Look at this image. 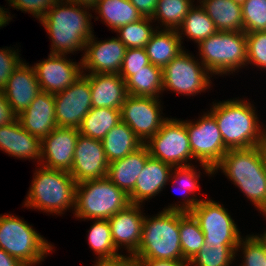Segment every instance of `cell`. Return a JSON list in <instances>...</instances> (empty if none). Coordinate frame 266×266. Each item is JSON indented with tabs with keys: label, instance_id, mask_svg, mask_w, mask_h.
I'll list each match as a JSON object with an SVG mask.
<instances>
[{
	"label": "cell",
	"instance_id": "cell-35",
	"mask_svg": "<svg viewBox=\"0 0 266 266\" xmlns=\"http://www.w3.org/2000/svg\"><path fill=\"white\" fill-rule=\"evenodd\" d=\"M179 234L183 259L189 262L205 243L200 225L191 213L180 212Z\"/></svg>",
	"mask_w": 266,
	"mask_h": 266
},
{
	"label": "cell",
	"instance_id": "cell-29",
	"mask_svg": "<svg viewBox=\"0 0 266 266\" xmlns=\"http://www.w3.org/2000/svg\"><path fill=\"white\" fill-rule=\"evenodd\" d=\"M108 163L124 158L144 144L124 122L114 126L101 140Z\"/></svg>",
	"mask_w": 266,
	"mask_h": 266
},
{
	"label": "cell",
	"instance_id": "cell-25",
	"mask_svg": "<svg viewBox=\"0 0 266 266\" xmlns=\"http://www.w3.org/2000/svg\"><path fill=\"white\" fill-rule=\"evenodd\" d=\"M149 158L148 148L143 145L124 158L109 163L106 177L129 195Z\"/></svg>",
	"mask_w": 266,
	"mask_h": 266
},
{
	"label": "cell",
	"instance_id": "cell-48",
	"mask_svg": "<svg viewBox=\"0 0 266 266\" xmlns=\"http://www.w3.org/2000/svg\"><path fill=\"white\" fill-rule=\"evenodd\" d=\"M141 266H188L185 260L135 259Z\"/></svg>",
	"mask_w": 266,
	"mask_h": 266
},
{
	"label": "cell",
	"instance_id": "cell-15",
	"mask_svg": "<svg viewBox=\"0 0 266 266\" xmlns=\"http://www.w3.org/2000/svg\"><path fill=\"white\" fill-rule=\"evenodd\" d=\"M32 66L41 91L50 94L65 90L83 75L82 60L73 62L66 55L50 53L47 59Z\"/></svg>",
	"mask_w": 266,
	"mask_h": 266
},
{
	"label": "cell",
	"instance_id": "cell-5",
	"mask_svg": "<svg viewBox=\"0 0 266 266\" xmlns=\"http://www.w3.org/2000/svg\"><path fill=\"white\" fill-rule=\"evenodd\" d=\"M180 212L162 210L144 216L141 241L134 259L184 260L180 244Z\"/></svg>",
	"mask_w": 266,
	"mask_h": 266
},
{
	"label": "cell",
	"instance_id": "cell-40",
	"mask_svg": "<svg viewBox=\"0 0 266 266\" xmlns=\"http://www.w3.org/2000/svg\"><path fill=\"white\" fill-rule=\"evenodd\" d=\"M243 31H266V0H246L242 5Z\"/></svg>",
	"mask_w": 266,
	"mask_h": 266
},
{
	"label": "cell",
	"instance_id": "cell-21",
	"mask_svg": "<svg viewBox=\"0 0 266 266\" xmlns=\"http://www.w3.org/2000/svg\"><path fill=\"white\" fill-rule=\"evenodd\" d=\"M17 119L31 135L40 139L48 136L57 127L54 94L40 91L28 108L17 115Z\"/></svg>",
	"mask_w": 266,
	"mask_h": 266
},
{
	"label": "cell",
	"instance_id": "cell-17",
	"mask_svg": "<svg viewBox=\"0 0 266 266\" xmlns=\"http://www.w3.org/2000/svg\"><path fill=\"white\" fill-rule=\"evenodd\" d=\"M108 164L101 140L79 133L69 171L75 182L106 178Z\"/></svg>",
	"mask_w": 266,
	"mask_h": 266
},
{
	"label": "cell",
	"instance_id": "cell-14",
	"mask_svg": "<svg viewBox=\"0 0 266 266\" xmlns=\"http://www.w3.org/2000/svg\"><path fill=\"white\" fill-rule=\"evenodd\" d=\"M54 101L57 126L79 129L92 108L89 80L82 75L68 88L54 94Z\"/></svg>",
	"mask_w": 266,
	"mask_h": 266
},
{
	"label": "cell",
	"instance_id": "cell-51",
	"mask_svg": "<svg viewBox=\"0 0 266 266\" xmlns=\"http://www.w3.org/2000/svg\"><path fill=\"white\" fill-rule=\"evenodd\" d=\"M82 7H87L93 11L99 0H67Z\"/></svg>",
	"mask_w": 266,
	"mask_h": 266
},
{
	"label": "cell",
	"instance_id": "cell-49",
	"mask_svg": "<svg viewBox=\"0 0 266 266\" xmlns=\"http://www.w3.org/2000/svg\"><path fill=\"white\" fill-rule=\"evenodd\" d=\"M0 266H25L15 257L0 248Z\"/></svg>",
	"mask_w": 266,
	"mask_h": 266
},
{
	"label": "cell",
	"instance_id": "cell-50",
	"mask_svg": "<svg viewBox=\"0 0 266 266\" xmlns=\"http://www.w3.org/2000/svg\"><path fill=\"white\" fill-rule=\"evenodd\" d=\"M256 148L258 149L262 162L264 166L266 167V129L262 133L261 138L256 145Z\"/></svg>",
	"mask_w": 266,
	"mask_h": 266
},
{
	"label": "cell",
	"instance_id": "cell-42",
	"mask_svg": "<svg viewBox=\"0 0 266 266\" xmlns=\"http://www.w3.org/2000/svg\"><path fill=\"white\" fill-rule=\"evenodd\" d=\"M148 64L150 61L145 48H127L118 74L126 81L132 76V71H139Z\"/></svg>",
	"mask_w": 266,
	"mask_h": 266
},
{
	"label": "cell",
	"instance_id": "cell-10",
	"mask_svg": "<svg viewBox=\"0 0 266 266\" xmlns=\"http://www.w3.org/2000/svg\"><path fill=\"white\" fill-rule=\"evenodd\" d=\"M162 74L163 92L171 90L178 95L194 96L212 86L211 73L185 50L162 69Z\"/></svg>",
	"mask_w": 266,
	"mask_h": 266
},
{
	"label": "cell",
	"instance_id": "cell-12",
	"mask_svg": "<svg viewBox=\"0 0 266 266\" xmlns=\"http://www.w3.org/2000/svg\"><path fill=\"white\" fill-rule=\"evenodd\" d=\"M209 199V200H208ZM218 202L207 198L190 212L198 221L207 247L238 246L242 237L228 210Z\"/></svg>",
	"mask_w": 266,
	"mask_h": 266
},
{
	"label": "cell",
	"instance_id": "cell-33",
	"mask_svg": "<svg viewBox=\"0 0 266 266\" xmlns=\"http://www.w3.org/2000/svg\"><path fill=\"white\" fill-rule=\"evenodd\" d=\"M177 32L181 40L186 36L198 45L204 39L215 34L217 29L204 9L200 5L195 6L194 4Z\"/></svg>",
	"mask_w": 266,
	"mask_h": 266
},
{
	"label": "cell",
	"instance_id": "cell-32",
	"mask_svg": "<svg viewBox=\"0 0 266 266\" xmlns=\"http://www.w3.org/2000/svg\"><path fill=\"white\" fill-rule=\"evenodd\" d=\"M121 122V109L91 108L79 128L81 135L102 140L106 134Z\"/></svg>",
	"mask_w": 266,
	"mask_h": 266
},
{
	"label": "cell",
	"instance_id": "cell-6",
	"mask_svg": "<svg viewBox=\"0 0 266 266\" xmlns=\"http://www.w3.org/2000/svg\"><path fill=\"white\" fill-rule=\"evenodd\" d=\"M199 60L211 75H231L247 65L246 33L217 31L198 45ZM231 72V73H230Z\"/></svg>",
	"mask_w": 266,
	"mask_h": 266
},
{
	"label": "cell",
	"instance_id": "cell-43",
	"mask_svg": "<svg viewBox=\"0 0 266 266\" xmlns=\"http://www.w3.org/2000/svg\"><path fill=\"white\" fill-rule=\"evenodd\" d=\"M13 49L10 47L0 48V91L5 89L10 75L23 62L19 55L20 51Z\"/></svg>",
	"mask_w": 266,
	"mask_h": 266
},
{
	"label": "cell",
	"instance_id": "cell-54",
	"mask_svg": "<svg viewBox=\"0 0 266 266\" xmlns=\"http://www.w3.org/2000/svg\"><path fill=\"white\" fill-rule=\"evenodd\" d=\"M265 242L266 244V231L263 232V234H258Z\"/></svg>",
	"mask_w": 266,
	"mask_h": 266
},
{
	"label": "cell",
	"instance_id": "cell-8",
	"mask_svg": "<svg viewBox=\"0 0 266 266\" xmlns=\"http://www.w3.org/2000/svg\"><path fill=\"white\" fill-rule=\"evenodd\" d=\"M130 203L128 195L107 177L76 186L74 216L78 219H109Z\"/></svg>",
	"mask_w": 266,
	"mask_h": 266
},
{
	"label": "cell",
	"instance_id": "cell-41",
	"mask_svg": "<svg viewBox=\"0 0 266 266\" xmlns=\"http://www.w3.org/2000/svg\"><path fill=\"white\" fill-rule=\"evenodd\" d=\"M247 64L266 70V31L246 33Z\"/></svg>",
	"mask_w": 266,
	"mask_h": 266
},
{
	"label": "cell",
	"instance_id": "cell-53",
	"mask_svg": "<svg viewBox=\"0 0 266 266\" xmlns=\"http://www.w3.org/2000/svg\"><path fill=\"white\" fill-rule=\"evenodd\" d=\"M128 266H141L137 260H133Z\"/></svg>",
	"mask_w": 266,
	"mask_h": 266
},
{
	"label": "cell",
	"instance_id": "cell-47",
	"mask_svg": "<svg viewBox=\"0 0 266 266\" xmlns=\"http://www.w3.org/2000/svg\"><path fill=\"white\" fill-rule=\"evenodd\" d=\"M143 17L152 18L158 0H130Z\"/></svg>",
	"mask_w": 266,
	"mask_h": 266
},
{
	"label": "cell",
	"instance_id": "cell-38",
	"mask_svg": "<svg viewBox=\"0 0 266 266\" xmlns=\"http://www.w3.org/2000/svg\"><path fill=\"white\" fill-rule=\"evenodd\" d=\"M237 246H210L203 244L188 266H230L236 259Z\"/></svg>",
	"mask_w": 266,
	"mask_h": 266
},
{
	"label": "cell",
	"instance_id": "cell-20",
	"mask_svg": "<svg viewBox=\"0 0 266 266\" xmlns=\"http://www.w3.org/2000/svg\"><path fill=\"white\" fill-rule=\"evenodd\" d=\"M27 64L29 63L23 61L13 71L3 90L6 100L16 115L26 110L41 91L33 66Z\"/></svg>",
	"mask_w": 266,
	"mask_h": 266
},
{
	"label": "cell",
	"instance_id": "cell-44",
	"mask_svg": "<svg viewBox=\"0 0 266 266\" xmlns=\"http://www.w3.org/2000/svg\"><path fill=\"white\" fill-rule=\"evenodd\" d=\"M10 7L28 12L40 21L49 8L59 0H6Z\"/></svg>",
	"mask_w": 266,
	"mask_h": 266
},
{
	"label": "cell",
	"instance_id": "cell-16",
	"mask_svg": "<svg viewBox=\"0 0 266 266\" xmlns=\"http://www.w3.org/2000/svg\"><path fill=\"white\" fill-rule=\"evenodd\" d=\"M127 47L118 39L112 37L97 41L92 37L85 45L82 60L83 74H118L122 66Z\"/></svg>",
	"mask_w": 266,
	"mask_h": 266
},
{
	"label": "cell",
	"instance_id": "cell-4",
	"mask_svg": "<svg viewBox=\"0 0 266 266\" xmlns=\"http://www.w3.org/2000/svg\"><path fill=\"white\" fill-rule=\"evenodd\" d=\"M31 182L23 204L26 208L54 215L64 214L70 209L74 211L77 183L68 171L40 165Z\"/></svg>",
	"mask_w": 266,
	"mask_h": 266
},
{
	"label": "cell",
	"instance_id": "cell-31",
	"mask_svg": "<svg viewBox=\"0 0 266 266\" xmlns=\"http://www.w3.org/2000/svg\"><path fill=\"white\" fill-rule=\"evenodd\" d=\"M125 83L128 95L159 98L163 92L162 68L150 63L139 71H132Z\"/></svg>",
	"mask_w": 266,
	"mask_h": 266
},
{
	"label": "cell",
	"instance_id": "cell-2",
	"mask_svg": "<svg viewBox=\"0 0 266 266\" xmlns=\"http://www.w3.org/2000/svg\"><path fill=\"white\" fill-rule=\"evenodd\" d=\"M213 170H221L260 213L266 209V167L256 146L228 149Z\"/></svg>",
	"mask_w": 266,
	"mask_h": 266
},
{
	"label": "cell",
	"instance_id": "cell-55",
	"mask_svg": "<svg viewBox=\"0 0 266 266\" xmlns=\"http://www.w3.org/2000/svg\"><path fill=\"white\" fill-rule=\"evenodd\" d=\"M233 1L242 6L246 0H233Z\"/></svg>",
	"mask_w": 266,
	"mask_h": 266
},
{
	"label": "cell",
	"instance_id": "cell-39",
	"mask_svg": "<svg viewBox=\"0 0 266 266\" xmlns=\"http://www.w3.org/2000/svg\"><path fill=\"white\" fill-rule=\"evenodd\" d=\"M240 250L244 260L239 266H266V244L259 235L249 234L244 238L242 236L236 249V256Z\"/></svg>",
	"mask_w": 266,
	"mask_h": 266
},
{
	"label": "cell",
	"instance_id": "cell-13",
	"mask_svg": "<svg viewBox=\"0 0 266 266\" xmlns=\"http://www.w3.org/2000/svg\"><path fill=\"white\" fill-rule=\"evenodd\" d=\"M154 97L128 95L121 107V121L126 123L145 144L167 119L161 114V100Z\"/></svg>",
	"mask_w": 266,
	"mask_h": 266
},
{
	"label": "cell",
	"instance_id": "cell-19",
	"mask_svg": "<svg viewBox=\"0 0 266 266\" xmlns=\"http://www.w3.org/2000/svg\"><path fill=\"white\" fill-rule=\"evenodd\" d=\"M142 207L141 204H129L108 219L116 249L123 248L132 256L137 252L141 241L145 215L143 209L141 210Z\"/></svg>",
	"mask_w": 266,
	"mask_h": 266
},
{
	"label": "cell",
	"instance_id": "cell-56",
	"mask_svg": "<svg viewBox=\"0 0 266 266\" xmlns=\"http://www.w3.org/2000/svg\"><path fill=\"white\" fill-rule=\"evenodd\" d=\"M262 215L264 216V217H266L265 215H266V209L262 212Z\"/></svg>",
	"mask_w": 266,
	"mask_h": 266
},
{
	"label": "cell",
	"instance_id": "cell-23",
	"mask_svg": "<svg viewBox=\"0 0 266 266\" xmlns=\"http://www.w3.org/2000/svg\"><path fill=\"white\" fill-rule=\"evenodd\" d=\"M173 167L150 157L139 174L133 191L128 195L131 204H143L158 195L167 183ZM154 196V197H153Z\"/></svg>",
	"mask_w": 266,
	"mask_h": 266
},
{
	"label": "cell",
	"instance_id": "cell-45",
	"mask_svg": "<svg viewBox=\"0 0 266 266\" xmlns=\"http://www.w3.org/2000/svg\"><path fill=\"white\" fill-rule=\"evenodd\" d=\"M16 119L17 115L12 111L3 91H0V126H6Z\"/></svg>",
	"mask_w": 266,
	"mask_h": 266
},
{
	"label": "cell",
	"instance_id": "cell-30",
	"mask_svg": "<svg viewBox=\"0 0 266 266\" xmlns=\"http://www.w3.org/2000/svg\"><path fill=\"white\" fill-rule=\"evenodd\" d=\"M95 10V19L100 17L106 26L114 32L121 26L137 22L143 18L130 0H99Z\"/></svg>",
	"mask_w": 266,
	"mask_h": 266
},
{
	"label": "cell",
	"instance_id": "cell-36",
	"mask_svg": "<svg viewBox=\"0 0 266 266\" xmlns=\"http://www.w3.org/2000/svg\"><path fill=\"white\" fill-rule=\"evenodd\" d=\"M94 222L88 230V245L98 258H111L118 256L108 219H93Z\"/></svg>",
	"mask_w": 266,
	"mask_h": 266
},
{
	"label": "cell",
	"instance_id": "cell-9",
	"mask_svg": "<svg viewBox=\"0 0 266 266\" xmlns=\"http://www.w3.org/2000/svg\"><path fill=\"white\" fill-rule=\"evenodd\" d=\"M203 113L197 121L185 120V126L195 162L199 161L202 170L212 176L213 168L221 161L228 148L224 145L215 117L209 110Z\"/></svg>",
	"mask_w": 266,
	"mask_h": 266
},
{
	"label": "cell",
	"instance_id": "cell-34",
	"mask_svg": "<svg viewBox=\"0 0 266 266\" xmlns=\"http://www.w3.org/2000/svg\"><path fill=\"white\" fill-rule=\"evenodd\" d=\"M194 1L195 0H158L156 10L151 19L154 22L158 21L160 27L164 26L163 29L177 30L182 25L189 10L193 7Z\"/></svg>",
	"mask_w": 266,
	"mask_h": 266
},
{
	"label": "cell",
	"instance_id": "cell-28",
	"mask_svg": "<svg viewBox=\"0 0 266 266\" xmlns=\"http://www.w3.org/2000/svg\"><path fill=\"white\" fill-rule=\"evenodd\" d=\"M210 19L214 22L217 31H243L242 6L233 0H197Z\"/></svg>",
	"mask_w": 266,
	"mask_h": 266
},
{
	"label": "cell",
	"instance_id": "cell-18",
	"mask_svg": "<svg viewBox=\"0 0 266 266\" xmlns=\"http://www.w3.org/2000/svg\"><path fill=\"white\" fill-rule=\"evenodd\" d=\"M79 129L56 127L48 136L41 139L40 164L46 168L70 171Z\"/></svg>",
	"mask_w": 266,
	"mask_h": 266
},
{
	"label": "cell",
	"instance_id": "cell-22",
	"mask_svg": "<svg viewBox=\"0 0 266 266\" xmlns=\"http://www.w3.org/2000/svg\"><path fill=\"white\" fill-rule=\"evenodd\" d=\"M0 150L19 159L41 160V139L31 135L19 120L0 126Z\"/></svg>",
	"mask_w": 266,
	"mask_h": 266
},
{
	"label": "cell",
	"instance_id": "cell-37",
	"mask_svg": "<svg viewBox=\"0 0 266 266\" xmlns=\"http://www.w3.org/2000/svg\"><path fill=\"white\" fill-rule=\"evenodd\" d=\"M154 21L151 18L143 17L137 22L129 23L119 27L115 32L118 39L127 48H145L154 32L159 28H153Z\"/></svg>",
	"mask_w": 266,
	"mask_h": 266
},
{
	"label": "cell",
	"instance_id": "cell-24",
	"mask_svg": "<svg viewBox=\"0 0 266 266\" xmlns=\"http://www.w3.org/2000/svg\"><path fill=\"white\" fill-rule=\"evenodd\" d=\"M89 80L92 108L121 109L128 96L126 83L119 74H83Z\"/></svg>",
	"mask_w": 266,
	"mask_h": 266
},
{
	"label": "cell",
	"instance_id": "cell-26",
	"mask_svg": "<svg viewBox=\"0 0 266 266\" xmlns=\"http://www.w3.org/2000/svg\"><path fill=\"white\" fill-rule=\"evenodd\" d=\"M196 168V165L193 164L173 167L170 174V180L173 183V186L176 187L177 185L179 188H182L184 199L179 202L180 204L173 203L168 205V207L163 208V210L190 213L200 201L204 200L201 198L198 199V196H196V192H200L198 181L201 176V172L198 171L199 169L196 170Z\"/></svg>",
	"mask_w": 266,
	"mask_h": 266
},
{
	"label": "cell",
	"instance_id": "cell-46",
	"mask_svg": "<svg viewBox=\"0 0 266 266\" xmlns=\"http://www.w3.org/2000/svg\"><path fill=\"white\" fill-rule=\"evenodd\" d=\"M133 260L132 255L119 254L111 258H98V260H95L94 266H128Z\"/></svg>",
	"mask_w": 266,
	"mask_h": 266
},
{
	"label": "cell",
	"instance_id": "cell-27",
	"mask_svg": "<svg viewBox=\"0 0 266 266\" xmlns=\"http://www.w3.org/2000/svg\"><path fill=\"white\" fill-rule=\"evenodd\" d=\"M182 43L177 30L157 28L145 51L150 63L163 69L184 50Z\"/></svg>",
	"mask_w": 266,
	"mask_h": 266
},
{
	"label": "cell",
	"instance_id": "cell-3",
	"mask_svg": "<svg viewBox=\"0 0 266 266\" xmlns=\"http://www.w3.org/2000/svg\"><path fill=\"white\" fill-rule=\"evenodd\" d=\"M212 103L209 112L215 117L224 145L228 149L257 145L266 128H262L254 104L242 98Z\"/></svg>",
	"mask_w": 266,
	"mask_h": 266
},
{
	"label": "cell",
	"instance_id": "cell-52",
	"mask_svg": "<svg viewBox=\"0 0 266 266\" xmlns=\"http://www.w3.org/2000/svg\"><path fill=\"white\" fill-rule=\"evenodd\" d=\"M6 9L4 7L0 6V28L8 25L11 20V14L9 13V10L5 11ZM9 13V14H8Z\"/></svg>",
	"mask_w": 266,
	"mask_h": 266
},
{
	"label": "cell",
	"instance_id": "cell-7",
	"mask_svg": "<svg viewBox=\"0 0 266 266\" xmlns=\"http://www.w3.org/2000/svg\"><path fill=\"white\" fill-rule=\"evenodd\" d=\"M53 246L25 220L0 214V248L25 266L40 264L53 251Z\"/></svg>",
	"mask_w": 266,
	"mask_h": 266
},
{
	"label": "cell",
	"instance_id": "cell-11",
	"mask_svg": "<svg viewBox=\"0 0 266 266\" xmlns=\"http://www.w3.org/2000/svg\"><path fill=\"white\" fill-rule=\"evenodd\" d=\"M144 145L148 148L150 157L172 167L190 165L194 159L185 120L167 117L159 131Z\"/></svg>",
	"mask_w": 266,
	"mask_h": 266
},
{
	"label": "cell",
	"instance_id": "cell-1",
	"mask_svg": "<svg viewBox=\"0 0 266 266\" xmlns=\"http://www.w3.org/2000/svg\"><path fill=\"white\" fill-rule=\"evenodd\" d=\"M89 11V8L67 0H59L49 8L39 22L52 41L51 54L68 55L84 51L94 33L91 22L93 16Z\"/></svg>",
	"mask_w": 266,
	"mask_h": 266
}]
</instances>
